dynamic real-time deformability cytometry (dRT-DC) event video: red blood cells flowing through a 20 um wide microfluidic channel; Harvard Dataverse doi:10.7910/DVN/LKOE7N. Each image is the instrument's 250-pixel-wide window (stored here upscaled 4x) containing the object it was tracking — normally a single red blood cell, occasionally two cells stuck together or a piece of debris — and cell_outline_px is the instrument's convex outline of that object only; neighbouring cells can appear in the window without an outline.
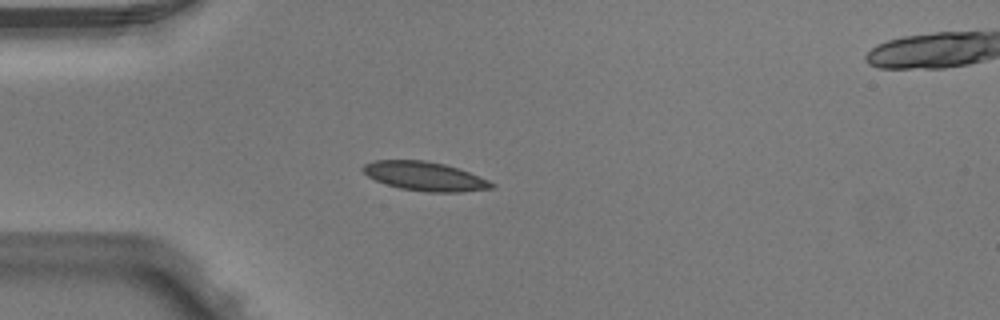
{"species": "Egyptian fruit bat (a non-hibernating species)", "species_latin": "Rousettus aegyptiacus", "temperature_condition": "warm", "stored_images_in_passage": 4, "segment_of_instrument_passage": [1, 2], "camera_frame_rate_fps": 3000, "um_per_image_px": 0.085, "animal": {"sex": "male"}, "frame": {"image": 1, "passage_image": 3, "time_ms": 0.667, "image_size_px": [1000, 320], "cell_outline_px": [[496, 188], [460, 192], [424, 192], [400, 188], [376, 180], [368, 176], [360, 168], [364, 164], [376, 160], [424, 160], [444, 164], [468, 172], [488, 180], [496, 184]], "centroid_in_image_um": [36.12, 14.99], "position_along_channel_um": 48.9, "area_um2": 21.62}}